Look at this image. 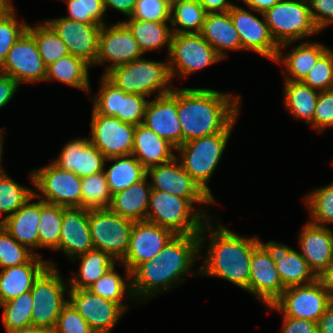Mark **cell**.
Wrapping results in <instances>:
<instances>
[{"instance_id":"cell-15","label":"cell","mask_w":333,"mask_h":333,"mask_svg":"<svg viewBox=\"0 0 333 333\" xmlns=\"http://www.w3.org/2000/svg\"><path fill=\"white\" fill-rule=\"evenodd\" d=\"M93 110L97 114L117 117L124 123L139 125L143 123L148 101L145 96L125 93L111 83L104 75L98 96H94Z\"/></svg>"},{"instance_id":"cell-10","label":"cell","mask_w":333,"mask_h":333,"mask_svg":"<svg viewBox=\"0 0 333 333\" xmlns=\"http://www.w3.org/2000/svg\"><path fill=\"white\" fill-rule=\"evenodd\" d=\"M220 60L222 58L200 33L172 35L168 62L171 78L176 74L185 77Z\"/></svg>"},{"instance_id":"cell-13","label":"cell","mask_w":333,"mask_h":333,"mask_svg":"<svg viewBox=\"0 0 333 333\" xmlns=\"http://www.w3.org/2000/svg\"><path fill=\"white\" fill-rule=\"evenodd\" d=\"M176 234L147 220L134 221L127 252L121 261L127 277L140 264L154 258Z\"/></svg>"},{"instance_id":"cell-56","label":"cell","mask_w":333,"mask_h":333,"mask_svg":"<svg viewBox=\"0 0 333 333\" xmlns=\"http://www.w3.org/2000/svg\"><path fill=\"white\" fill-rule=\"evenodd\" d=\"M19 84L9 75L0 72V108L9 103Z\"/></svg>"},{"instance_id":"cell-9","label":"cell","mask_w":333,"mask_h":333,"mask_svg":"<svg viewBox=\"0 0 333 333\" xmlns=\"http://www.w3.org/2000/svg\"><path fill=\"white\" fill-rule=\"evenodd\" d=\"M49 266L34 281L30 290L33 299L32 326L53 330L62 307L68 302L64 300L66 286L56 265Z\"/></svg>"},{"instance_id":"cell-29","label":"cell","mask_w":333,"mask_h":333,"mask_svg":"<svg viewBox=\"0 0 333 333\" xmlns=\"http://www.w3.org/2000/svg\"><path fill=\"white\" fill-rule=\"evenodd\" d=\"M36 254L28 263L0 271V304L32 289L34 281L49 266Z\"/></svg>"},{"instance_id":"cell-40","label":"cell","mask_w":333,"mask_h":333,"mask_svg":"<svg viewBox=\"0 0 333 333\" xmlns=\"http://www.w3.org/2000/svg\"><path fill=\"white\" fill-rule=\"evenodd\" d=\"M63 206L40 200L39 247L59 250Z\"/></svg>"},{"instance_id":"cell-59","label":"cell","mask_w":333,"mask_h":333,"mask_svg":"<svg viewBox=\"0 0 333 333\" xmlns=\"http://www.w3.org/2000/svg\"><path fill=\"white\" fill-rule=\"evenodd\" d=\"M318 333H333V301L327 306L317 323Z\"/></svg>"},{"instance_id":"cell-3","label":"cell","mask_w":333,"mask_h":333,"mask_svg":"<svg viewBox=\"0 0 333 333\" xmlns=\"http://www.w3.org/2000/svg\"><path fill=\"white\" fill-rule=\"evenodd\" d=\"M210 231V246L199 273L217 276L247 290L250 277V261L259 239L238 236L218 225Z\"/></svg>"},{"instance_id":"cell-54","label":"cell","mask_w":333,"mask_h":333,"mask_svg":"<svg viewBox=\"0 0 333 333\" xmlns=\"http://www.w3.org/2000/svg\"><path fill=\"white\" fill-rule=\"evenodd\" d=\"M312 19L321 31L333 22V0H308Z\"/></svg>"},{"instance_id":"cell-42","label":"cell","mask_w":333,"mask_h":333,"mask_svg":"<svg viewBox=\"0 0 333 333\" xmlns=\"http://www.w3.org/2000/svg\"><path fill=\"white\" fill-rule=\"evenodd\" d=\"M3 307V324L8 333L32 326L33 299L31 292L0 304Z\"/></svg>"},{"instance_id":"cell-57","label":"cell","mask_w":333,"mask_h":333,"mask_svg":"<svg viewBox=\"0 0 333 333\" xmlns=\"http://www.w3.org/2000/svg\"><path fill=\"white\" fill-rule=\"evenodd\" d=\"M207 13L227 12L234 4L228 0H198ZM218 10V11H217Z\"/></svg>"},{"instance_id":"cell-65","label":"cell","mask_w":333,"mask_h":333,"mask_svg":"<svg viewBox=\"0 0 333 333\" xmlns=\"http://www.w3.org/2000/svg\"><path fill=\"white\" fill-rule=\"evenodd\" d=\"M163 1L170 9H172L175 5L182 2L183 0H163Z\"/></svg>"},{"instance_id":"cell-41","label":"cell","mask_w":333,"mask_h":333,"mask_svg":"<svg viewBox=\"0 0 333 333\" xmlns=\"http://www.w3.org/2000/svg\"><path fill=\"white\" fill-rule=\"evenodd\" d=\"M27 31L34 37L46 67L69 54L66 44L46 21L34 28L28 25Z\"/></svg>"},{"instance_id":"cell-43","label":"cell","mask_w":333,"mask_h":333,"mask_svg":"<svg viewBox=\"0 0 333 333\" xmlns=\"http://www.w3.org/2000/svg\"><path fill=\"white\" fill-rule=\"evenodd\" d=\"M81 191V208L90 210L109 207L112 195L103 171L81 178Z\"/></svg>"},{"instance_id":"cell-20","label":"cell","mask_w":333,"mask_h":333,"mask_svg":"<svg viewBox=\"0 0 333 333\" xmlns=\"http://www.w3.org/2000/svg\"><path fill=\"white\" fill-rule=\"evenodd\" d=\"M230 18L236 28L242 49H249L258 54L276 60L279 46L271 36L268 24L263 13V21L247 10L234 5L229 10Z\"/></svg>"},{"instance_id":"cell-32","label":"cell","mask_w":333,"mask_h":333,"mask_svg":"<svg viewBox=\"0 0 333 333\" xmlns=\"http://www.w3.org/2000/svg\"><path fill=\"white\" fill-rule=\"evenodd\" d=\"M147 178L146 175L139 182L113 194L108 209L132 221L146 220L152 190L150 183L149 186L146 185Z\"/></svg>"},{"instance_id":"cell-30","label":"cell","mask_w":333,"mask_h":333,"mask_svg":"<svg viewBox=\"0 0 333 333\" xmlns=\"http://www.w3.org/2000/svg\"><path fill=\"white\" fill-rule=\"evenodd\" d=\"M171 149L175 150L176 148L168 141L157 136L145 125L139 124L135 126L132 155L146 170L172 161L176 155Z\"/></svg>"},{"instance_id":"cell-46","label":"cell","mask_w":333,"mask_h":333,"mask_svg":"<svg viewBox=\"0 0 333 333\" xmlns=\"http://www.w3.org/2000/svg\"><path fill=\"white\" fill-rule=\"evenodd\" d=\"M305 201L312 217L309 222L325 227L333 223V183L316 189Z\"/></svg>"},{"instance_id":"cell-62","label":"cell","mask_w":333,"mask_h":333,"mask_svg":"<svg viewBox=\"0 0 333 333\" xmlns=\"http://www.w3.org/2000/svg\"><path fill=\"white\" fill-rule=\"evenodd\" d=\"M10 333H52V331L43 327L30 326Z\"/></svg>"},{"instance_id":"cell-33","label":"cell","mask_w":333,"mask_h":333,"mask_svg":"<svg viewBox=\"0 0 333 333\" xmlns=\"http://www.w3.org/2000/svg\"><path fill=\"white\" fill-rule=\"evenodd\" d=\"M328 50L327 47L320 43L305 42L294 47L293 51L282 58L281 51L276 57L277 63H284L285 70L290 76H286V81H303L310 70L317 63L318 59Z\"/></svg>"},{"instance_id":"cell-58","label":"cell","mask_w":333,"mask_h":333,"mask_svg":"<svg viewBox=\"0 0 333 333\" xmlns=\"http://www.w3.org/2000/svg\"><path fill=\"white\" fill-rule=\"evenodd\" d=\"M136 2L137 0H104L105 12L110 7L130 17Z\"/></svg>"},{"instance_id":"cell-50","label":"cell","mask_w":333,"mask_h":333,"mask_svg":"<svg viewBox=\"0 0 333 333\" xmlns=\"http://www.w3.org/2000/svg\"><path fill=\"white\" fill-rule=\"evenodd\" d=\"M15 10L0 18V66L6 60L9 50L19 37L27 30L28 24L15 19Z\"/></svg>"},{"instance_id":"cell-55","label":"cell","mask_w":333,"mask_h":333,"mask_svg":"<svg viewBox=\"0 0 333 333\" xmlns=\"http://www.w3.org/2000/svg\"><path fill=\"white\" fill-rule=\"evenodd\" d=\"M281 333H318L317 323L284 316V325Z\"/></svg>"},{"instance_id":"cell-31","label":"cell","mask_w":333,"mask_h":333,"mask_svg":"<svg viewBox=\"0 0 333 333\" xmlns=\"http://www.w3.org/2000/svg\"><path fill=\"white\" fill-rule=\"evenodd\" d=\"M200 34L221 58L226 57L224 49H242L238 32L232 23L229 11L207 13Z\"/></svg>"},{"instance_id":"cell-25","label":"cell","mask_w":333,"mask_h":333,"mask_svg":"<svg viewBox=\"0 0 333 333\" xmlns=\"http://www.w3.org/2000/svg\"><path fill=\"white\" fill-rule=\"evenodd\" d=\"M105 162V156L90 142L89 137L70 141L58 159L53 161L59 168L71 171L80 178L104 171Z\"/></svg>"},{"instance_id":"cell-14","label":"cell","mask_w":333,"mask_h":333,"mask_svg":"<svg viewBox=\"0 0 333 333\" xmlns=\"http://www.w3.org/2000/svg\"><path fill=\"white\" fill-rule=\"evenodd\" d=\"M91 131L90 142L106 159L132 154L135 125L92 110Z\"/></svg>"},{"instance_id":"cell-38","label":"cell","mask_w":333,"mask_h":333,"mask_svg":"<svg viewBox=\"0 0 333 333\" xmlns=\"http://www.w3.org/2000/svg\"><path fill=\"white\" fill-rule=\"evenodd\" d=\"M78 258L81 259L80 275L72 278L69 283L70 289H87L116 262L106 252L97 249H92Z\"/></svg>"},{"instance_id":"cell-19","label":"cell","mask_w":333,"mask_h":333,"mask_svg":"<svg viewBox=\"0 0 333 333\" xmlns=\"http://www.w3.org/2000/svg\"><path fill=\"white\" fill-rule=\"evenodd\" d=\"M142 54L138 42L123 22L108 27L106 24L101 26L98 55L94 64L112 61L104 75L116 66L141 58Z\"/></svg>"},{"instance_id":"cell-16","label":"cell","mask_w":333,"mask_h":333,"mask_svg":"<svg viewBox=\"0 0 333 333\" xmlns=\"http://www.w3.org/2000/svg\"><path fill=\"white\" fill-rule=\"evenodd\" d=\"M46 69L34 37L26 30L9 50L0 72L21 82L45 81Z\"/></svg>"},{"instance_id":"cell-63","label":"cell","mask_w":333,"mask_h":333,"mask_svg":"<svg viewBox=\"0 0 333 333\" xmlns=\"http://www.w3.org/2000/svg\"><path fill=\"white\" fill-rule=\"evenodd\" d=\"M14 8L9 3V0H0V18L7 15Z\"/></svg>"},{"instance_id":"cell-11","label":"cell","mask_w":333,"mask_h":333,"mask_svg":"<svg viewBox=\"0 0 333 333\" xmlns=\"http://www.w3.org/2000/svg\"><path fill=\"white\" fill-rule=\"evenodd\" d=\"M332 301L328 292L316 280L308 285L287 287L281 296L268 307L282 311L286 317L318 323Z\"/></svg>"},{"instance_id":"cell-61","label":"cell","mask_w":333,"mask_h":333,"mask_svg":"<svg viewBox=\"0 0 333 333\" xmlns=\"http://www.w3.org/2000/svg\"><path fill=\"white\" fill-rule=\"evenodd\" d=\"M249 8L256 10L259 13H265L268 9L274 6L279 0H242Z\"/></svg>"},{"instance_id":"cell-28","label":"cell","mask_w":333,"mask_h":333,"mask_svg":"<svg viewBox=\"0 0 333 333\" xmlns=\"http://www.w3.org/2000/svg\"><path fill=\"white\" fill-rule=\"evenodd\" d=\"M41 194L34 191V195L19 208L14 214L0 221L4 229L21 245L28 247L33 252L39 247L38 222L40 219V200L32 203L31 200ZM31 202V203H30ZM33 248V249H32Z\"/></svg>"},{"instance_id":"cell-52","label":"cell","mask_w":333,"mask_h":333,"mask_svg":"<svg viewBox=\"0 0 333 333\" xmlns=\"http://www.w3.org/2000/svg\"><path fill=\"white\" fill-rule=\"evenodd\" d=\"M170 8L163 0H137L132 19L152 21V22H170Z\"/></svg>"},{"instance_id":"cell-4","label":"cell","mask_w":333,"mask_h":333,"mask_svg":"<svg viewBox=\"0 0 333 333\" xmlns=\"http://www.w3.org/2000/svg\"><path fill=\"white\" fill-rule=\"evenodd\" d=\"M104 76L116 87L129 94L146 97L158 90L157 96H161L173 90L167 87L172 80L168 62H155L141 57L114 67Z\"/></svg>"},{"instance_id":"cell-35","label":"cell","mask_w":333,"mask_h":333,"mask_svg":"<svg viewBox=\"0 0 333 333\" xmlns=\"http://www.w3.org/2000/svg\"><path fill=\"white\" fill-rule=\"evenodd\" d=\"M106 160L115 162L107 171H103L111 195L123 191L146 176V169L132 154Z\"/></svg>"},{"instance_id":"cell-36","label":"cell","mask_w":333,"mask_h":333,"mask_svg":"<svg viewBox=\"0 0 333 333\" xmlns=\"http://www.w3.org/2000/svg\"><path fill=\"white\" fill-rule=\"evenodd\" d=\"M285 106L295 118L312 123L320 91L312 89L301 81H285Z\"/></svg>"},{"instance_id":"cell-60","label":"cell","mask_w":333,"mask_h":333,"mask_svg":"<svg viewBox=\"0 0 333 333\" xmlns=\"http://www.w3.org/2000/svg\"><path fill=\"white\" fill-rule=\"evenodd\" d=\"M317 281L328 292V295L333 300V264L332 263L317 276Z\"/></svg>"},{"instance_id":"cell-18","label":"cell","mask_w":333,"mask_h":333,"mask_svg":"<svg viewBox=\"0 0 333 333\" xmlns=\"http://www.w3.org/2000/svg\"><path fill=\"white\" fill-rule=\"evenodd\" d=\"M68 302L87 321L95 333H110L117 320L126 311L88 289H70Z\"/></svg>"},{"instance_id":"cell-27","label":"cell","mask_w":333,"mask_h":333,"mask_svg":"<svg viewBox=\"0 0 333 333\" xmlns=\"http://www.w3.org/2000/svg\"><path fill=\"white\" fill-rule=\"evenodd\" d=\"M300 249V254L318 276L332 263L333 231L328 227L308 222L300 234Z\"/></svg>"},{"instance_id":"cell-22","label":"cell","mask_w":333,"mask_h":333,"mask_svg":"<svg viewBox=\"0 0 333 333\" xmlns=\"http://www.w3.org/2000/svg\"><path fill=\"white\" fill-rule=\"evenodd\" d=\"M142 124L176 149L182 145V126L178 119L177 87L170 93L148 101Z\"/></svg>"},{"instance_id":"cell-5","label":"cell","mask_w":333,"mask_h":333,"mask_svg":"<svg viewBox=\"0 0 333 333\" xmlns=\"http://www.w3.org/2000/svg\"><path fill=\"white\" fill-rule=\"evenodd\" d=\"M192 208L193 205L186 198L152 189L146 220L168 228L175 234H200L208 215Z\"/></svg>"},{"instance_id":"cell-12","label":"cell","mask_w":333,"mask_h":333,"mask_svg":"<svg viewBox=\"0 0 333 333\" xmlns=\"http://www.w3.org/2000/svg\"><path fill=\"white\" fill-rule=\"evenodd\" d=\"M31 179L44 196L45 203L63 207H81V178L71 171L59 168L53 162L32 171Z\"/></svg>"},{"instance_id":"cell-37","label":"cell","mask_w":333,"mask_h":333,"mask_svg":"<svg viewBox=\"0 0 333 333\" xmlns=\"http://www.w3.org/2000/svg\"><path fill=\"white\" fill-rule=\"evenodd\" d=\"M89 66L81 58L68 54L47 66L45 80H58L70 86L89 91Z\"/></svg>"},{"instance_id":"cell-23","label":"cell","mask_w":333,"mask_h":333,"mask_svg":"<svg viewBox=\"0 0 333 333\" xmlns=\"http://www.w3.org/2000/svg\"><path fill=\"white\" fill-rule=\"evenodd\" d=\"M286 288L283 286L275 262L259 243L251 254L247 291L266 306L272 305Z\"/></svg>"},{"instance_id":"cell-21","label":"cell","mask_w":333,"mask_h":333,"mask_svg":"<svg viewBox=\"0 0 333 333\" xmlns=\"http://www.w3.org/2000/svg\"><path fill=\"white\" fill-rule=\"evenodd\" d=\"M66 44L69 54L81 58L90 66L98 55L101 26L66 17L46 21Z\"/></svg>"},{"instance_id":"cell-51","label":"cell","mask_w":333,"mask_h":333,"mask_svg":"<svg viewBox=\"0 0 333 333\" xmlns=\"http://www.w3.org/2000/svg\"><path fill=\"white\" fill-rule=\"evenodd\" d=\"M52 333H95L87 321L67 302L61 309Z\"/></svg>"},{"instance_id":"cell-39","label":"cell","mask_w":333,"mask_h":333,"mask_svg":"<svg viewBox=\"0 0 333 333\" xmlns=\"http://www.w3.org/2000/svg\"><path fill=\"white\" fill-rule=\"evenodd\" d=\"M207 12L198 0H183L170 10V23L173 26L180 25L182 28H173V34L200 33ZM193 29V30H191Z\"/></svg>"},{"instance_id":"cell-8","label":"cell","mask_w":333,"mask_h":333,"mask_svg":"<svg viewBox=\"0 0 333 333\" xmlns=\"http://www.w3.org/2000/svg\"><path fill=\"white\" fill-rule=\"evenodd\" d=\"M88 223L94 249L121 262L128 249L134 221L107 208L88 210Z\"/></svg>"},{"instance_id":"cell-6","label":"cell","mask_w":333,"mask_h":333,"mask_svg":"<svg viewBox=\"0 0 333 333\" xmlns=\"http://www.w3.org/2000/svg\"><path fill=\"white\" fill-rule=\"evenodd\" d=\"M234 123L224 132L187 141L176 149L183 155L180 163L184 170L213 200L207 182L221 159Z\"/></svg>"},{"instance_id":"cell-1","label":"cell","mask_w":333,"mask_h":333,"mask_svg":"<svg viewBox=\"0 0 333 333\" xmlns=\"http://www.w3.org/2000/svg\"><path fill=\"white\" fill-rule=\"evenodd\" d=\"M208 220H205L200 234H176L154 258L138 265L131 272V290L135 297L150 298L159 290H168L181 277L190 273V267L198 258L196 256L201 253L205 229L212 228Z\"/></svg>"},{"instance_id":"cell-53","label":"cell","mask_w":333,"mask_h":333,"mask_svg":"<svg viewBox=\"0 0 333 333\" xmlns=\"http://www.w3.org/2000/svg\"><path fill=\"white\" fill-rule=\"evenodd\" d=\"M333 126V89L320 91L313 117V128L319 132Z\"/></svg>"},{"instance_id":"cell-45","label":"cell","mask_w":333,"mask_h":333,"mask_svg":"<svg viewBox=\"0 0 333 333\" xmlns=\"http://www.w3.org/2000/svg\"><path fill=\"white\" fill-rule=\"evenodd\" d=\"M33 195L32 189L21 186L6 173L0 176V214L8 213L5 217L14 214Z\"/></svg>"},{"instance_id":"cell-7","label":"cell","mask_w":333,"mask_h":333,"mask_svg":"<svg viewBox=\"0 0 333 333\" xmlns=\"http://www.w3.org/2000/svg\"><path fill=\"white\" fill-rule=\"evenodd\" d=\"M263 14L279 49L319 32L312 19L308 0H279Z\"/></svg>"},{"instance_id":"cell-24","label":"cell","mask_w":333,"mask_h":333,"mask_svg":"<svg viewBox=\"0 0 333 333\" xmlns=\"http://www.w3.org/2000/svg\"><path fill=\"white\" fill-rule=\"evenodd\" d=\"M259 243L266 249L276 264V269L285 288L291 286L308 285L317 280V276L310 269L304 257L294 249L269 241Z\"/></svg>"},{"instance_id":"cell-64","label":"cell","mask_w":333,"mask_h":333,"mask_svg":"<svg viewBox=\"0 0 333 333\" xmlns=\"http://www.w3.org/2000/svg\"><path fill=\"white\" fill-rule=\"evenodd\" d=\"M2 135L3 134L0 133V164H1V160H2V151H3L2 145H3V139H4ZM4 174H5V171H4V169L1 168V165H0V176H2Z\"/></svg>"},{"instance_id":"cell-48","label":"cell","mask_w":333,"mask_h":333,"mask_svg":"<svg viewBox=\"0 0 333 333\" xmlns=\"http://www.w3.org/2000/svg\"><path fill=\"white\" fill-rule=\"evenodd\" d=\"M68 5L69 16L71 20L84 22L87 24L105 25L102 20L105 7L104 0H65Z\"/></svg>"},{"instance_id":"cell-49","label":"cell","mask_w":333,"mask_h":333,"mask_svg":"<svg viewBox=\"0 0 333 333\" xmlns=\"http://www.w3.org/2000/svg\"><path fill=\"white\" fill-rule=\"evenodd\" d=\"M312 89L319 91L333 89V52L328 49L302 81Z\"/></svg>"},{"instance_id":"cell-47","label":"cell","mask_w":333,"mask_h":333,"mask_svg":"<svg viewBox=\"0 0 333 333\" xmlns=\"http://www.w3.org/2000/svg\"><path fill=\"white\" fill-rule=\"evenodd\" d=\"M36 254L18 243L0 224V267L2 269L28 263Z\"/></svg>"},{"instance_id":"cell-34","label":"cell","mask_w":333,"mask_h":333,"mask_svg":"<svg viewBox=\"0 0 333 333\" xmlns=\"http://www.w3.org/2000/svg\"><path fill=\"white\" fill-rule=\"evenodd\" d=\"M123 23L131 31L143 54L149 50L159 49L165 44L170 52L173 33L166 22L143 21L129 17Z\"/></svg>"},{"instance_id":"cell-17","label":"cell","mask_w":333,"mask_h":333,"mask_svg":"<svg viewBox=\"0 0 333 333\" xmlns=\"http://www.w3.org/2000/svg\"><path fill=\"white\" fill-rule=\"evenodd\" d=\"M177 162L178 158L175 157L168 163L148 168L146 175L152 179L151 188L186 198L192 205L194 202L215 203Z\"/></svg>"},{"instance_id":"cell-44","label":"cell","mask_w":333,"mask_h":333,"mask_svg":"<svg viewBox=\"0 0 333 333\" xmlns=\"http://www.w3.org/2000/svg\"><path fill=\"white\" fill-rule=\"evenodd\" d=\"M114 267L115 264L87 289L98 296L119 304L125 311H127V306L124 305L121 300L127 288L129 291L128 296H133L131 283H126L124 279L114 271Z\"/></svg>"},{"instance_id":"cell-26","label":"cell","mask_w":333,"mask_h":333,"mask_svg":"<svg viewBox=\"0 0 333 333\" xmlns=\"http://www.w3.org/2000/svg\"><path fill=\"white\" fill-rule=\"evenodd\" d=\"M94 249L88 223V209L63 207L59 250H64L69 258L79 256Z\"/></svg>"},{"instance_id":"cell-2","label":"cell","mask_w":333,"mask_h":333,"mask_svg":"<svg viewBox=\"0 0 333 333\" xmlns=\"http://www.w3.org/2000/svg\"><path fill=\"white\" fill-rule=\"evenodd\" d=\"M240 96L208 88H177L178 119L182 126V144L204 136L224 132L238 116Z\"/></svg>"}]
</instances>
